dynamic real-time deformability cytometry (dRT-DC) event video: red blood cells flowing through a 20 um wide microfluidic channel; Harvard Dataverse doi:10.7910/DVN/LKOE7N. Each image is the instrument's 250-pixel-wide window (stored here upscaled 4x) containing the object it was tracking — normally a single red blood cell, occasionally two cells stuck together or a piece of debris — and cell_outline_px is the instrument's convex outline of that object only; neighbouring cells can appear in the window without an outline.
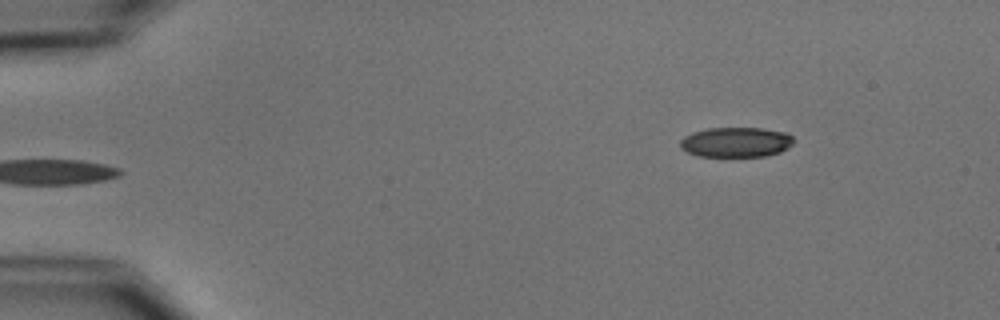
{"species": "common noctule bat (a hibernating species)", "species_latin": "Nyctalus noctula", "temperature_condition": "cold", "stored_images_in_passage": 5, "camera_frame_rate_fps": 3000, "um_per_image_px": 0.085, "animal": {"sex": "male", "body_mass_g": 15.6}, "frame": {"image": 1, "passage_image": 5, "time_ms": 4.667, "image_size_px": [1000, 320], "cell_outline_px": [[792, 144], [780, 152], [764, 156], [696, 156], [680, 148], [680, 140], [684, 136], [692, 132], [708, 128], [764, 128], [788, 132], [792, 136]], "centroid_in_image_um": [62.54, 12.07], "position_along_channel_um": 22.5, "area_um2": 19.88}}